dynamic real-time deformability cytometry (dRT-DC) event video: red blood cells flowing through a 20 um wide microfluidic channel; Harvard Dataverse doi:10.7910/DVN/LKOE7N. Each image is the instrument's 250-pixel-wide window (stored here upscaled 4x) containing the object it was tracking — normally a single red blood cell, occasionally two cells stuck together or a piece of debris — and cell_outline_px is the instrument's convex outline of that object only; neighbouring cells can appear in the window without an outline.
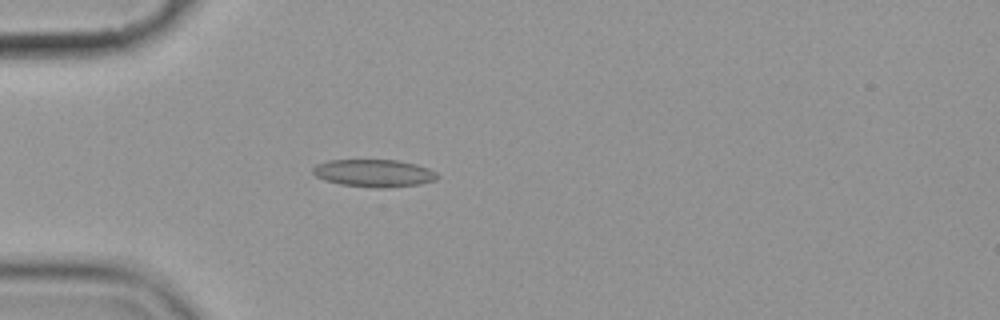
{"species": "common noctule bat (a hibernating species)", "species_latin": "Nyctalus noctula", "temperature_condition": "cold", "stored_images_in_passage": 5, "camera_frame_rate_fps": 3000, "um_per_image_px": 0.085, "animal": {"sex": "female", "body_mass_g": 19.9}, "frame": {"image": 1, "passage_image": 4, "time_ms": 3.333, "image_size_px": [1000, 320], "cell_outline_px": [[440, 176], [436, 180], [420, 184], [384, 188], [380, 188], [340, 184], [324, 180], [316, 176], [312, 172], [312, 168], [316, 164], [328, 160], [396, 160], [416, 164], [428, 168], [436, 172]], "centroid_in_image_um": [31.79, 14.71], "position_along_channel_um": 53.2, "area_um2": 20.0}}